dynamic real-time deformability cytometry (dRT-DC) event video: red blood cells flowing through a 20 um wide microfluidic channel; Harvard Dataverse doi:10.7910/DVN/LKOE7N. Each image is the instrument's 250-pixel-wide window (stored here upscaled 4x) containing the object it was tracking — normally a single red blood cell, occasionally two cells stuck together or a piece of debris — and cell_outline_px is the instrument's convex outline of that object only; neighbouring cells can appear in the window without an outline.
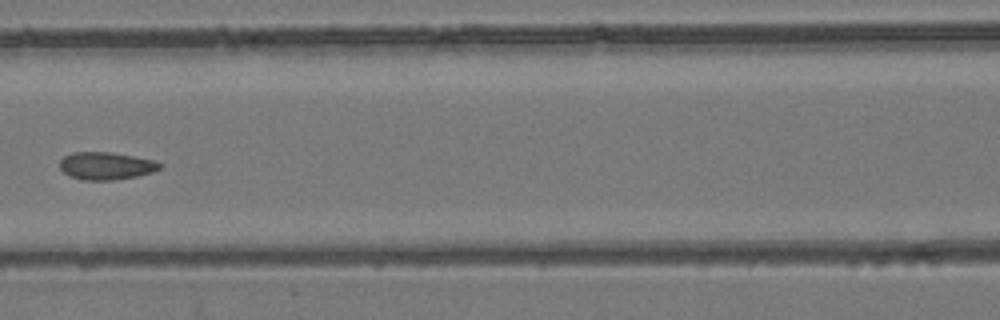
{"species": "common noctule bat (a hibernating species)", "species_latin": "Nyctalus noctula", "temperature_condition": "room temperature", "stored_images_in_passage": 9, "camera_frame_rate_fps": 3000, "um_per_image_px": 0.085, "animal": {"sex": "female", "body_mass_g": 24.6, "forearm_length_mm": 56.2}, "frame": {"image": 1, "passage_image": 7, "time_ms": 8.0, "image_size_px": [1000, 320], "cell_outline_px": [[160, 168], [152, 172], [136, 176], [112, 180], [84, 180], [72, 176], [64, 172], [60, 168], [60, 160], [64, 156], [72, 152], [108, 152], [132, 156], [152, 160], [160, 164]], "centroid_in_image_um": [8.97, 14.09], "position_along_channel_um": 157.6, "area_um2": 15.72}}
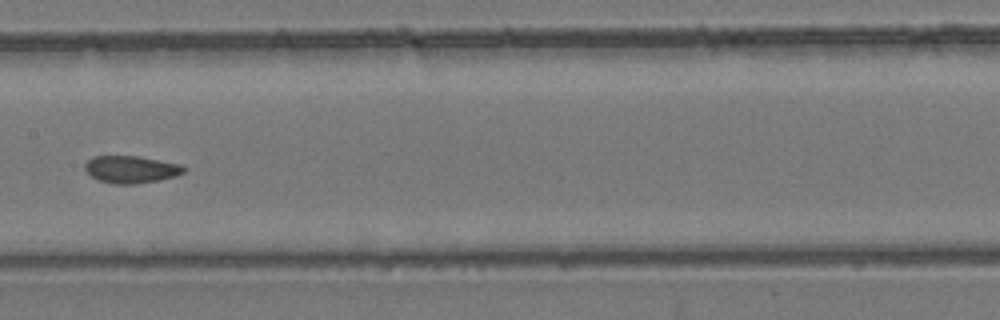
{"frame": {"image": 2, "passage_image": 8, "time_ms": 9.0, "image_size_px": [1000, 320], "cell_outline_px": [[184, 172], [176, 176], [160, 180], [136, 184], [112, 184], [100, 180], [92, 176], [84, 168], [84, 164], [92, 156], [136, 156], [180, 164], [184, 168]], "centroid_in_image_um": [11.12, 14.4], "position_along_channel_um": 196.3, "area_um2": 15.61}}
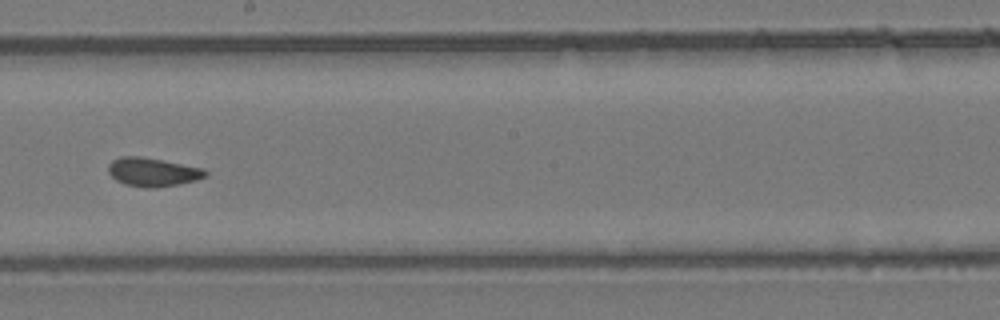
{"frame": {"image": 3, "passage_image": 9, "time_ms": 10.0, "image_size_px": [1000, 320], "cell_outline_px": [[208, 176], [196, 180], [180, 184], [156, 188], [144, 188], [124, 184], [116, 180], [108, 172], [108, 164], [112, 160], [120, 156], [140, 156], [164, 160], [204, 168], [208, 172]], "centroid_in_image_um": [13.0, 14.62], "position_along_channel_um": 235.2, "area_um2": 16.53}}